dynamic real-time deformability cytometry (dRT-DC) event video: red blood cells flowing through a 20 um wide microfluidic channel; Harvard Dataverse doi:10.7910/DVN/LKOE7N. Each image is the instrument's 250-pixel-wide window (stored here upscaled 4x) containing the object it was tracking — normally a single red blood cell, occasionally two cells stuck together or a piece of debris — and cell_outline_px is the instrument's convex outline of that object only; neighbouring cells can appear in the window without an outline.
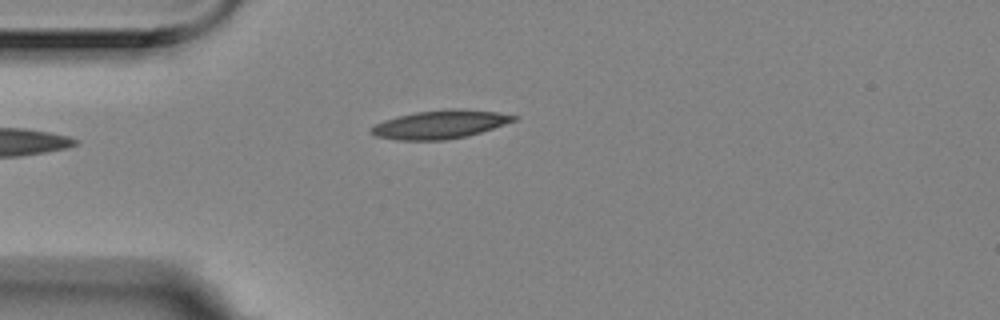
{"species": "Egyptian fruit bat (a non-hibernating species)", "species_latin": "Rousettus aegyptiacus", "temperature_condition": "room temperature", "stored_images_in_passage": 1, "camera_frame_rate_fps": 3000, "um_per_image_px": 0.085, "animal": {"sex": "female"}, "frame": {"image": 1, "passage_image": 1, "time_ms": 0.0, "image_size_px": [1000, 320], "cell_outline_px": [[520, 116], [516, 120], [468, 136], [444, 140], [396, 140], [376, 136], [368, 132], [376, 124], [384, 120], [396, 116], [416, 112], [448, 108], [460, 108], [496, 112]], "centroid_in_image_um": [37.4, 10.57], "position_along_channel_um": 47.6, "area_um2": 23.64}}